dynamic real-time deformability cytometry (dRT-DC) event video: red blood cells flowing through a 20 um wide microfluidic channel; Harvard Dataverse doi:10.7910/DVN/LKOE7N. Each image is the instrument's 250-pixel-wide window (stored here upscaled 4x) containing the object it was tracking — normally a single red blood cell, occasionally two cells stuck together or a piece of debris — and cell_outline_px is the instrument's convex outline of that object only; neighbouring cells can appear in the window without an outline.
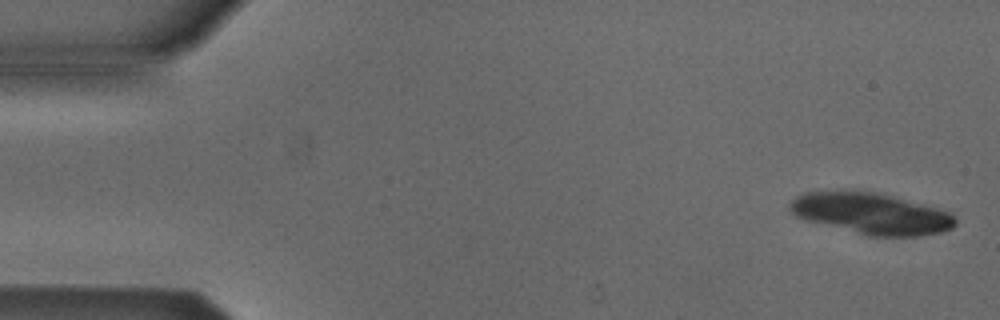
{"species": "Egyptian fruit bat (a non-hibernating species)", "species_latin": "Rousettus aegyptiacus", "temperature_condition": "cold", "stored_images_in_passage": 7, "camera_frame_rate_fps": 3000, "um_per_image_px": 0.085, "animal": {"sex": "male"}, "frame": {"image": 1, "passage_image": 1, "time_ms": 0.0, "image_size_px": [1000, 320], "cell_outline_px": [[956, 224], [952, 228], [944, 232], [920, 236], [868, 236], [808, 220], [796, 216], [788, 208], [788, 204], [796, 196], [808, 192], [848, 188], [876, 192], [924, 204], [952, 212], [956, 216]], "centroid_in_image_um": [74.08, 18.12], "position_along_channel_um": 10.9, "area_um2": 40.4}}
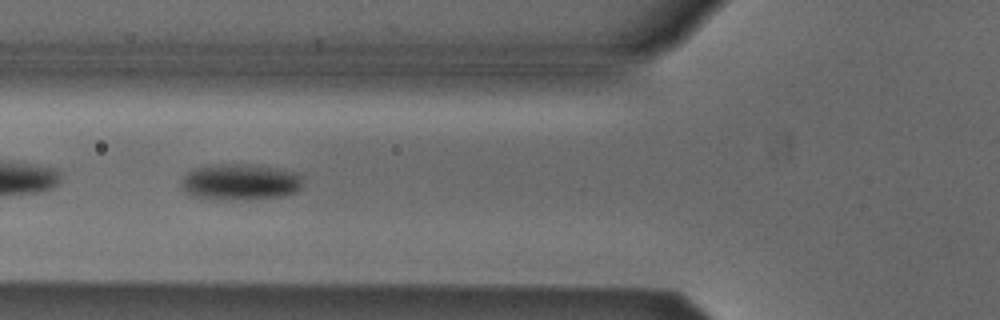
{"frame": {"image": 2, "passage_image": 6, "time_ms": 6.0, "image_size_px": [1000, 320], "cell_outline_px": [[304, 184], [296, 192], [284, 196], [248, 200], [212, 200], [192, 196], [180, 184], [184, 176], [188, 172], [196, 168], [220, 164], [248, 164], [276, 168], [296, 172], [300, 176]], "centroid_in_image_um": [20.45, 15.49], "position_along_channel_um": 105.4, "area_um2": 25.89}}
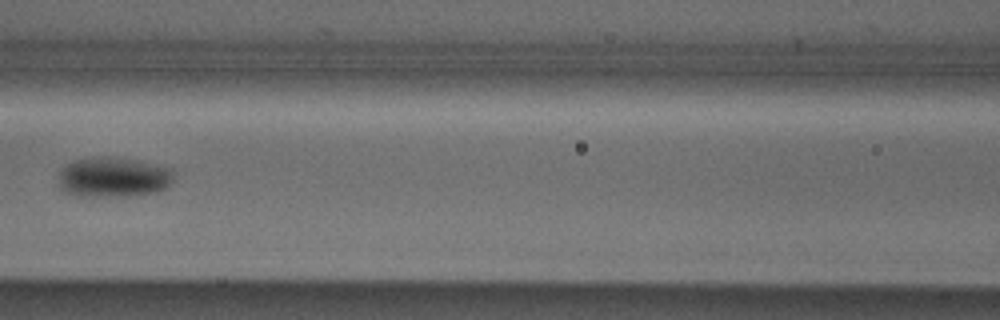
{"frame": {"image": 3, "passage_image": 7, "time_ms": 7.333, "image_size_px": [1000, 320], "cell_outline_px": [[172, 180], [168, 188], [156, 192], [132, 196], [80, 196], [64, 192], [60, 188], [60, 172], [68, 164], [76, 160], [92, 156], [112, 156], [140, 160], [172, 168]], "centroid_in_image_um": [9.68, 15.05], "position_along_channel_um": 156.9, "area_um2": 27.22}}